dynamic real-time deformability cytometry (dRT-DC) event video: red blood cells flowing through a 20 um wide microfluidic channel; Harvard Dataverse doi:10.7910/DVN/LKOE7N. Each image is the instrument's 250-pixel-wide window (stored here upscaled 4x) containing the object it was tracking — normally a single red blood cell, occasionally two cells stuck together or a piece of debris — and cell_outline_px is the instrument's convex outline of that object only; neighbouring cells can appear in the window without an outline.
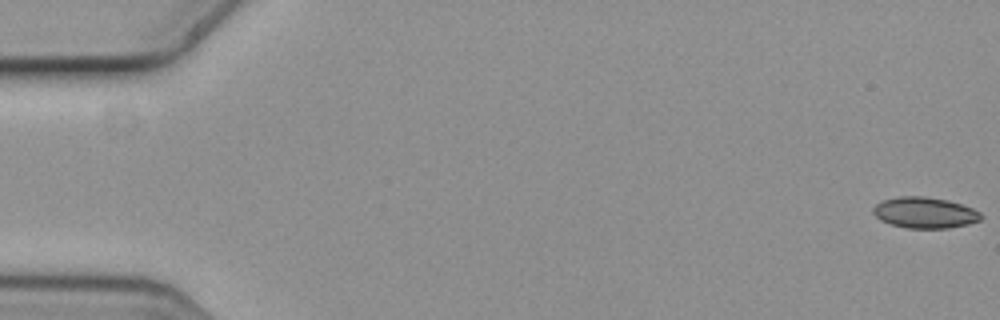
{"species": "common noctule bat (a hibernating species)", "species_latin": "Nyctalus noctula", "temperature_condition": "cold", "stored_images_in_passage": 5, "camera_frame_rate_fps": 3000, "um_per_image_px": 0.085, "animal": {"sex": "female", "body_mass_g": 19.3, "forearm_length_mm": 54.1}, "frame": {"image": 1, "passage_image": 1, "time_ms": 0.0, "image_size_px": [1000, 320], "cell_outline_px": [[984, 216], [980, 220], [968, 224], [948, 228], [908, 228], [892, 224], [880, 220], [872, 212], [872, 208], [876, 204], [884, 200], [900, 196], [924, 196], [948, 200], [972, 208], [980, 212]], "centroid_in_image_um": [78.61, 18.07], "position_along_channel_um": 6.4, "area_um2": 19.42}}
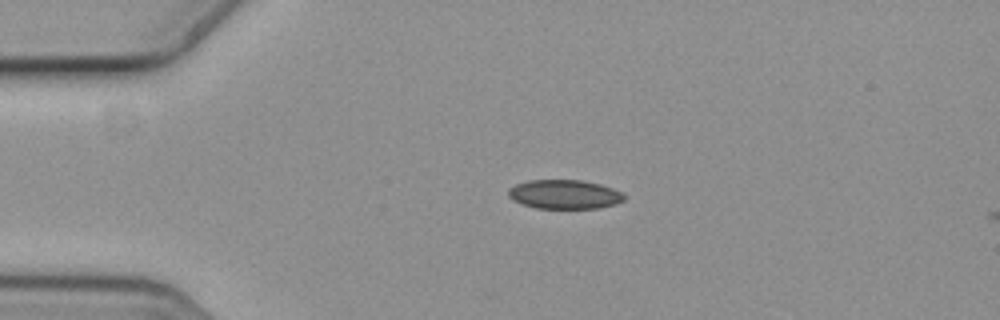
{"frame": {"image": 2, "passage_image": 4, "time_ms": 1.0, "image_size_px": [1000, 320], "cell_outline_px": [[624, 200], [616, 204], [600, 208], [536, 208], [520, 204], [512, 200], [508, 196], [508, 188], [516, 184], [528, 180], [580, 180], [600, 184], [612, 188], [620, 192], [624, 196]], "centroid_in_image_um": [47.94, 16.52], "position_along_channel_um": 37.1, "area_um2": 19.71}}